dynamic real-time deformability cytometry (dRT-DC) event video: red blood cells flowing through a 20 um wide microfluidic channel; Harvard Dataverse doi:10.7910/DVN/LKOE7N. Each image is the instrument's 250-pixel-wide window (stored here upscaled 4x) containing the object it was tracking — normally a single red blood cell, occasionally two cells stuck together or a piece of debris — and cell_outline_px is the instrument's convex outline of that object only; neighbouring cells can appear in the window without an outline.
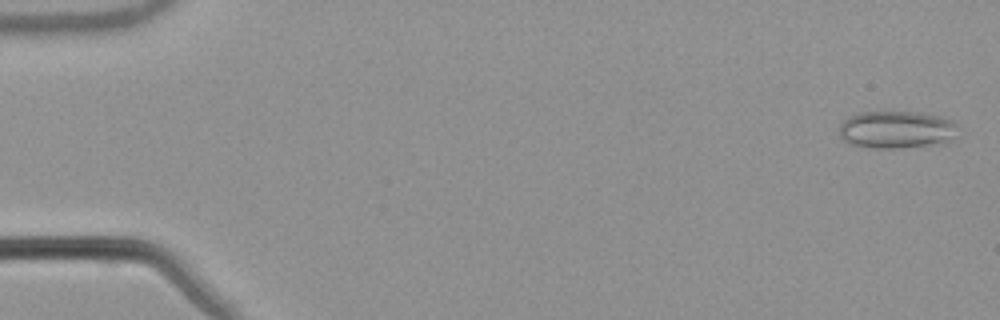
{"species": "common noctule bat (a hibernating species)", "species_latin": "Nyctalus noctula", "temperature_condition": "warm", "stored_images_in_passage": 54, "camera_frame_rate_fps": 3000, "um_per_image_px": 0.085, "animal": {"sex": "male", "body_mass_g": 21.5, "forearm_length_mm": 52.0}, "frame": {"image": 1, "passage_image": 2, "time_ms": 0.333, "image_size_px": [1000, 320], "cell_outline_px": [[956, 124], [948, 144], [904, 148], [876, 148], [852, 144], [844, 140], [840, 136], [840, 124], [848, 116], [860, 112], [916, 112], [940, 116]], "centroid_in_image_um": [76.18, 11.03], "position_along_channel_um": 8.8, "area_um2": 25.84}}
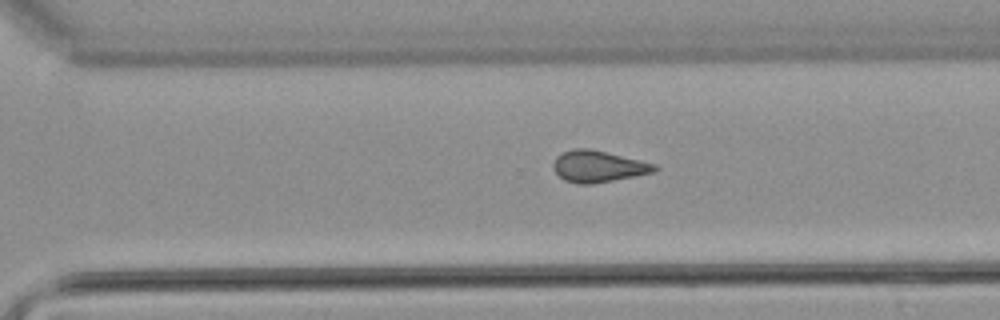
{"frame": {"image": 2, "passage_image": 38, "time_ms": 12.333, "image_size_px": [1000, 320], "cell_outline_px": [[660, 168], [652, 172], [592, 184], [580, 184], [564, 180], [552, 168], [552, 164], [556, 156], [572, 148], [588, 148], [656, 164]], "centroid_in_image_um": [50.8, 14.14], "position_along_channel_um": 319.8, "area_um2": 18.32}}
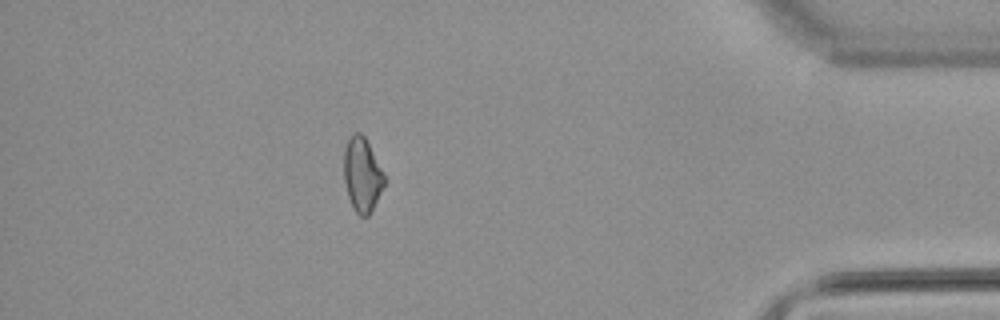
{"frame": {"image": 3, "passage_image": 48, "time_ms": 15.667, "image_size_px": [1000, 320], "cell_outline_px": [[384, 184], [368, 216], [360, 216], [356, 212], [348, 196], [344, 180], [344, 148], [352, 132], [360, 132], [364, 136], [384, 176]], "centroid_in_image_um": [30.74, 14.82], "position_along_channel_um": 404.5, "area_um2": 16.88}, "authors_computed_cell_mechanics": {"area_um2": 18.6116, "velocity_mm_per_s": 3.8444, "shape_relaxation_time_tau1_ms": null, "shape_relaxation_time_tau2_ms": 1.6947, "deformation_change_tau1": null, "deformation_change_tau2": 0.0682}}